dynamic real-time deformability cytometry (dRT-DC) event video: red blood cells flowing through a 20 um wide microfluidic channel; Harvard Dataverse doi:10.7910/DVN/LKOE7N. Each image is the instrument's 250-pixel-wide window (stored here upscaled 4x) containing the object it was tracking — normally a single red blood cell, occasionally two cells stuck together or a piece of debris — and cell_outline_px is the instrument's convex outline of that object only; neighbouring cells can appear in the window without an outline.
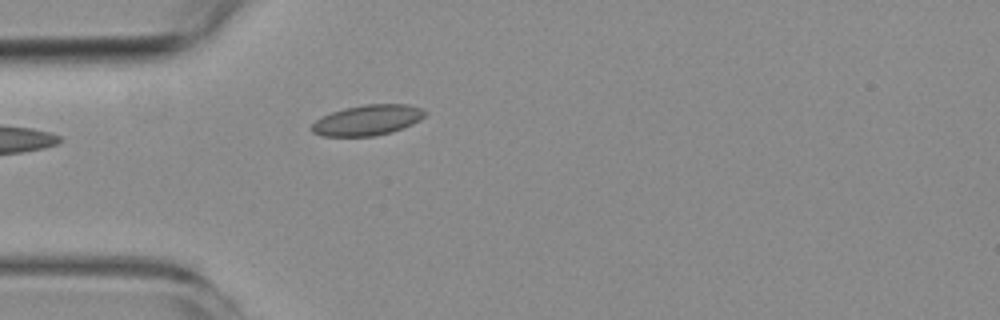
{"species": "common noctule bat (a hibernating species)", "species_latin": "Nyctalus noctula", "temperature_condition": "room temperature", "stored_images_in_passage": 4, "camera_frame_rate_fps": 3000, "um_per_image_px": 0.085, "animal": {"sex": "female", "body_mass_g": 19.3, "forearm_length_mm": 54.1}, "frame": {"image": 1, "passage_image": 4, "time_ms": 3.333, "image_size_px": [1000, 320], "cell_outline_px": [[428, 112], [420, 120], [412, 124], [392, 132], [376, 136], [320, 136], [312, 132], [308, 128], [316, 120], [332, 112], [344, 108], [364, 104], [408, 104], [424, 108]], "centroid_in_image_um": [31.25, 10.21], "position_along_channel_um": 53.7, "area_um2": 20.35}}